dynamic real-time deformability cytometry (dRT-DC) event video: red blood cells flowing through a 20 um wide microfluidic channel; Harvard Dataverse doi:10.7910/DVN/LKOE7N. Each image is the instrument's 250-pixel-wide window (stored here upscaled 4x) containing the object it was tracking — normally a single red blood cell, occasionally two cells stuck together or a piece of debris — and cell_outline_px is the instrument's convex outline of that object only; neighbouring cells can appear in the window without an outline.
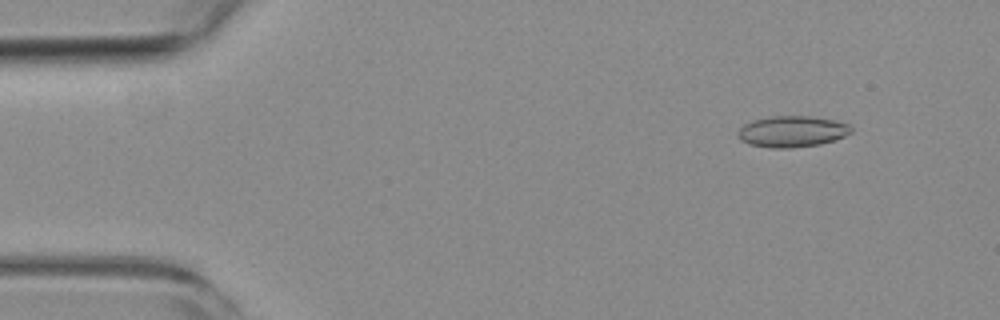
{"species": "common noctule bat (a hibernating species)", "species_latin": "Nyctalus noctula", "temperature_condition": "room temperature", "stored_images_in_passage": 54, "camera_frame_rate_fps": 3000, "um_per_image_px": 0.085, "animal": {"sex": "female", "body_mass_g": 19.3, "forearm_length_mm": 54.1}, "frame": {"image": 1, "passage_image": 6, "time_ms": 1.667, "image_size_px": [1000, 320], "cell_outline_px": [[852, 132], [844, 136], [820, 144], [788, 148], [772, 148], [748, 144], [740, 140], [736, 136], [736, 132], [744, 124], [752, 120], [772, 116], [808, 116], [832, 120], [848, 124], [852, 128]], "centroid_in_image_um": [67.26, 11.18], "position_along_channel_um": 17.7, "area_um2": 20.52}}
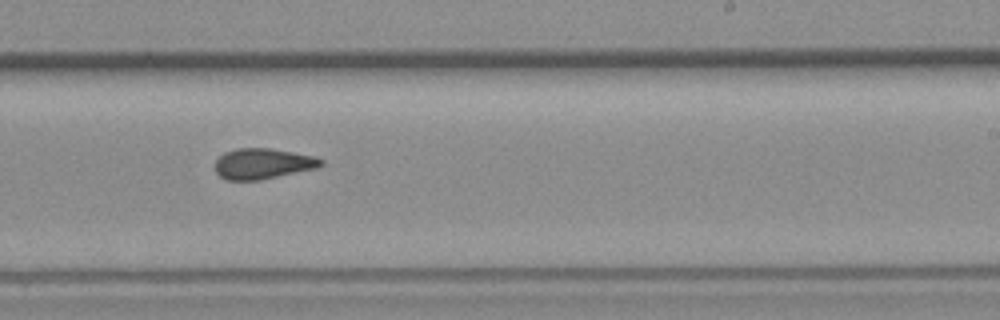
{"frame": {"image": 2, "passage_image": 33, "time_ms": 10.667, "image_size_px": [1000, 320], "cell_outline_px": [[324, 164], [320, 168], [260, 180], [224, 180], [216, 172], [216, 160], [224, 152], [236, 148], [268, 148], [292, 152], [312, 156], [324, 160]], "centroid_in_image_um": [22.36, 13.92], "position_along_channel_um": 266.6, "area_um2": 19.02}}
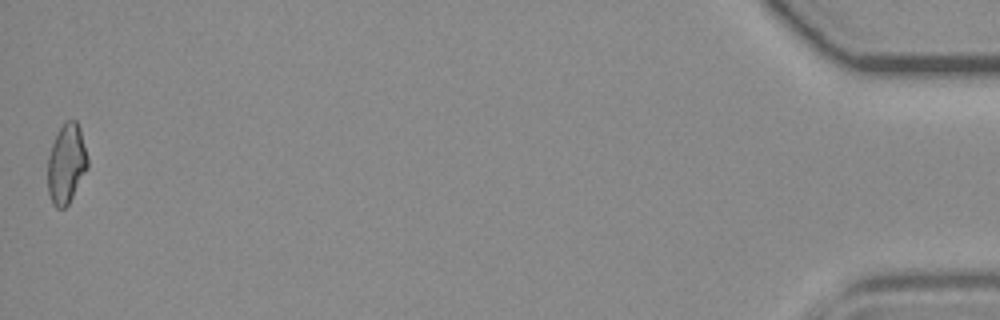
{"frame": {"image": 3, "passage_image": 54, "time_ms": 17.667, "image_size_px": [1000, 320], "cell_outline_px": [[88, 168], [68, 204], [64, 208], [56, 208], [52, 204], [48, 192], [48, 156], [52, 144], [60, 128], [68, 120], [76, 120], [80, 128], [88, 160]], "centroid_in_image_um": [5.64, 13.94], "position_along_channel_um": 429.6, "area_um2": 18.32}, "authors_computed_cell_mechanics": {"area_um2": 19.1318, "velocity_mm_per_s": 3.8098, "shape_relaxation_time_tau1_ms": null, "shape_relaxation_time_tau2_ms": 3.1203, "deformation_change_tau1": null, "deformation_change_tau2": 0.0973}}